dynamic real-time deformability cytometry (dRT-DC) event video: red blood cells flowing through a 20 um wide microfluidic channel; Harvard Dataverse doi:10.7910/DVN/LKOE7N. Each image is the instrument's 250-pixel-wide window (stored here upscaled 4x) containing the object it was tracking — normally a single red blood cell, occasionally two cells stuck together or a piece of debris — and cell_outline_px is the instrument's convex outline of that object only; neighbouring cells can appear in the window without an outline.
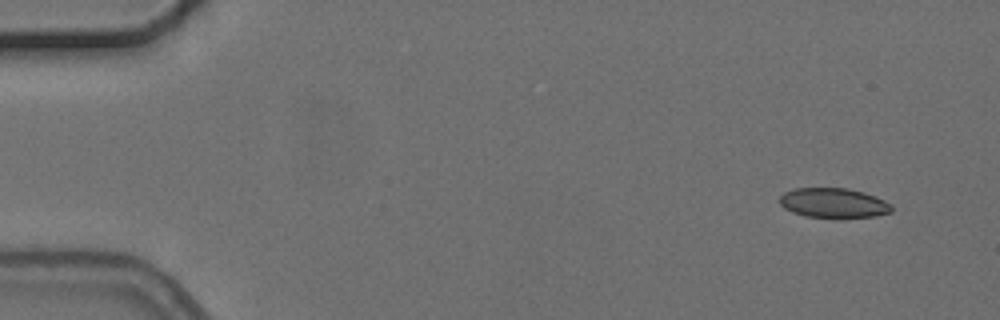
{"species": "common noctule bat (a hibernating species)", "species_latin": "Nyctalus noctula", "temperature_condition": "cold", "stored_images_in_passage": 5, "camera_frame_rate_fps": 3000, "um_per_image_px": 0.085, "animal": {"sex": "female", "body_mass_g": 24.6, "forearm_length_mm": 56.2}, "frame": {"image": 1, "passage_image": 1, "time_ms": 0.0, "image_size_px": [1000, 320], "cell_outline_px": [[892, 212], [876, 216], [840, 220], [836, 220], [804, 216], [792, 212], [784, 208], [780, 204], [780, 196], [784, 192], [796, 188], [848, 188], [864, 192], [884, 200], [892, 204]], "centroid_in_image_um": [70.87, 17.29], "position_along_channel_um": 14.1, "area_um2": 20.17}}
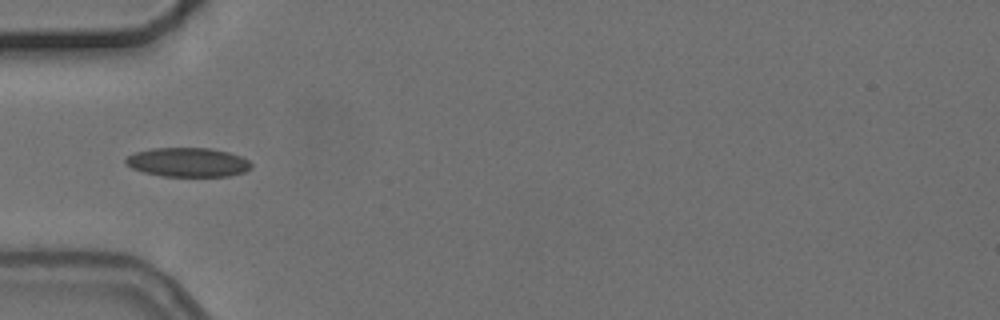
{"frame": {"image": 2, "passage_image": 5, "time_ms": 4.667, "image_size_px": [1000, 320], "cell_outline_px": [[252, 168], [244, 172], [228, 176], [160, 176], [144, 172], [132, 168], [124, 164], [124, 160], [128, 156], [136, 152], [152, 148], [212, 148], [228, 152], [240, 156], [248, 160], [252, 164]], "centroid_in_image_um": [15.96, 13.79], "position_along_channel_um": 69.0, "area_um2": 21.39}}